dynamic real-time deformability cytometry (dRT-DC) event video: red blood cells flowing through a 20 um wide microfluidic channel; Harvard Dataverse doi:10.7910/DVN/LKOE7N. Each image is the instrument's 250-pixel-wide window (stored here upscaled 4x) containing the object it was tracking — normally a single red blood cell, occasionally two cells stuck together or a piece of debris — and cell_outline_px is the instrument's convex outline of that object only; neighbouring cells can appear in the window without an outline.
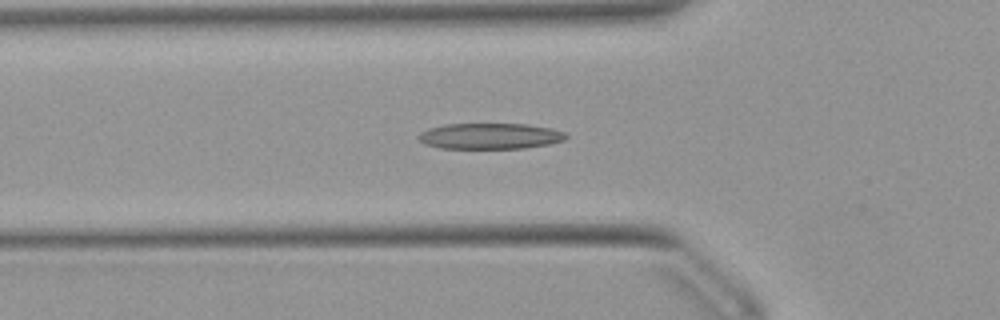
{"species": "Egyptian fruit bat (a non-hibernating species)", "species_latin": "Rousettus aegyptiacus", "temperature_condition": "warm", "stored_images_in_passage": 51, "camera_frame_rate_fps": 3000, "um_per_image_px": 0.085, "animal": {"sex": "female"}, "frame": {"image": 1, "passage_image": 17, "time_ms": 5.333, "image_size_px": [1000, 320], "cell_outline_px": [[568, 136], [564, 140], [548, 144], [524, 148], [440, 148], [424, 144], [416, 136], [420, 132], [428, 128], [444, 124], [528, 124], [552, 128], [564, 132]], "centroid_in_image_um": [41.63, 11.56], "position_along_channel_um": 84.2, "area_um2": 22.31}}
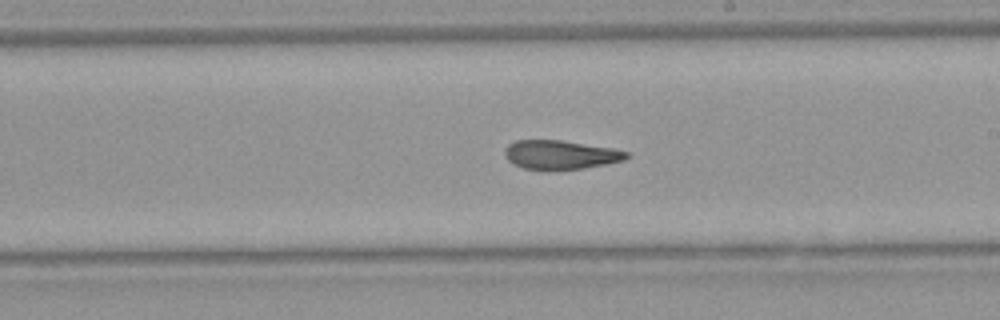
{"frame": {"image": 2, "passage_image": 29, "time_ms": 9.333, "image_size_px": [1000, 320], "cell_outline_px": [[632, 156], [624, 160], [584, 168], [524, 168], [508, 160], [504, 156], [504, 148], [508, 144], [516, 140], [560, 140], [616, 148], [628, 152]], "centroid_in_image_um": [47.68, 13.12], "position_along_channel_um": 241.3, "area_um2": 20.23}}
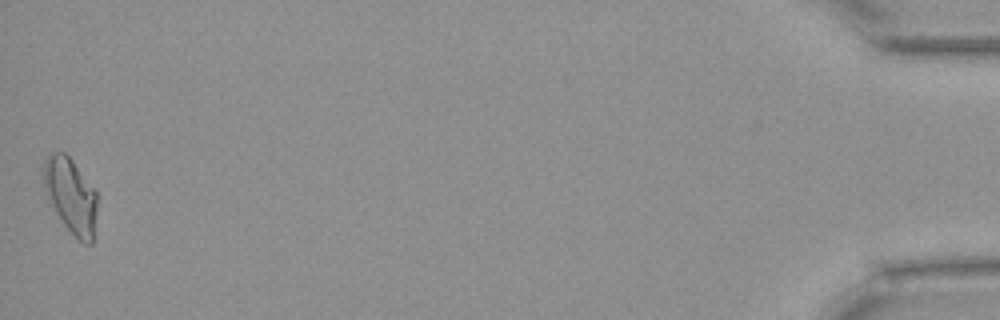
{"frame": {"image": 3, "passage_image": 51, "time_ms": 16.667, "image_size_px": [1000, 320], "cell_outline_px": [[96, 212], [92, 244], [84, 244], [64, 224], [56, 212], [52, 204], [44, 184], [44, 160], [52, 152], [64, 152], [72, 160], [96, 192]], "centroid_in_image_um": [6.03, 16.62], "position_along_channel_um": 429.2, "area_um2": 22.6}, "authors_computed_cell_mechanics": {"area_um2": 21.7328, "velocity_mm_per_s": 3.9295, "shape_relaxation_time_tau1_ms": null, "shape_relaxation_time_tau2_ms": 3.2327, "deformation_change_tau1": null, "deformation_change_tau2": 0.0972}}